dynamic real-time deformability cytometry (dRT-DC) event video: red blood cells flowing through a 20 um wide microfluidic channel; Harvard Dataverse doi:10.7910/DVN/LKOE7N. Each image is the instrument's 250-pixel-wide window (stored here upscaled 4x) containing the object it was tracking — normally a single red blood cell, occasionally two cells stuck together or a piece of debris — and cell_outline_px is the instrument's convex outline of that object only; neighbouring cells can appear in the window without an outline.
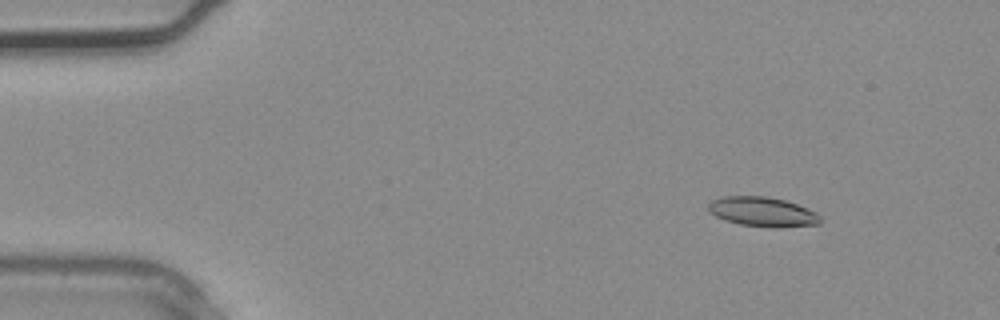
{"species": "common noctule bat (a hibernating species)", "species_latin": "Nyctalus noctula", "temperature_condition": "warm", "stored_images_in_passage": 3, "camera_frame_rate_fps": 3000, "um_per_image_px": 0.085, "animal": {"sex": "male", "body_mass_g": 20.4}, "frame": {"image": 1, "passage_image": 1, "time_ms": 0.0, "image_size_px": [1000, 320], "cell_outline_px": [[820, 224], [780, 228], [768, 228], [740, 224], [724, 220], [716, 216], [708, 208], [708, 204], [712, 200], [720, 196], [764, 196], [784, 200], [808, 208], [816, 212], [820, 216]], "centroid_in_image_um": [64.83, 18.01], "position_along_channel_um": 20.2, "area_um2": 19.42}}
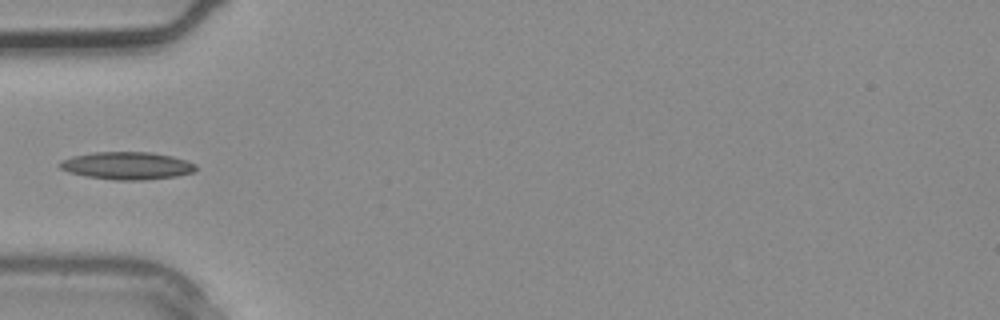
{"frame": {"image": 2, "passage_image": 3, "time_ms": 0.667, "image_size_px": [1000, 320], "cell_outline_px": [[196, 168], [192, 172], [176, 176], [144, 180], [112, 180], [88, 176], [68, 172], [60, 168], [56, 164], [60, 160], [72, 156], [92, 152], [148, 152], [172, 156], [196, 164]], "centroid_in_image_um": [10.73, 14.08], "position_along_channel_um": 74.3, "area_um2": 21.85}}